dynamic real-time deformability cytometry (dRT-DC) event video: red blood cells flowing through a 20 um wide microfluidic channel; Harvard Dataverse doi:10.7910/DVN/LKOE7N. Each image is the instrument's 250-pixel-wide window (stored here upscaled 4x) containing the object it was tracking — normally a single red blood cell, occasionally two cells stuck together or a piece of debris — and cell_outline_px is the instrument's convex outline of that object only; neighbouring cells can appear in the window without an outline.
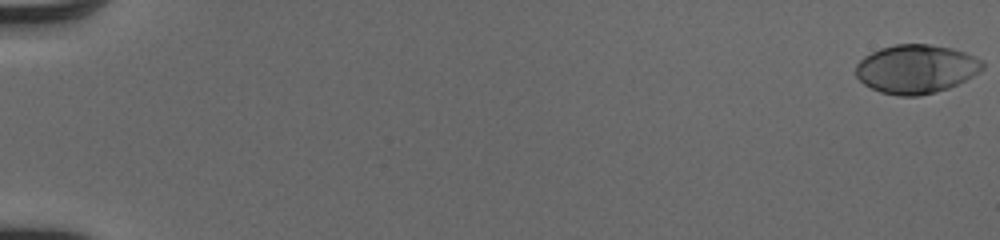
{"species": "human", "species_latin": "Homo sapiens", "temperature_condition": "cold", "stored_images_in_passage": 53, "camera_frame_rate_fps": 3000, "um_per_image_px": 0.085, "donor": {"sex": "male"}, "frame": {"image": 1, "passage_image": 1, "time_ms": 0.0, "image_size_px": [1000, 240], "cell_outline_px": [[984, 68], [980, 72], [948, 88], [936, 92], [920, 96], [900, 96], [880, 92], [864, 84], [856, 76], [856, 64], [864, 56], [880, 48], [896, 44], [928, 44], [952, 48], [964, 52], [984, 60]], "centroid_in_image_um": [77.88, 5.86], "position_along_channel_um": 7.1, "area_um2": 36.07}}
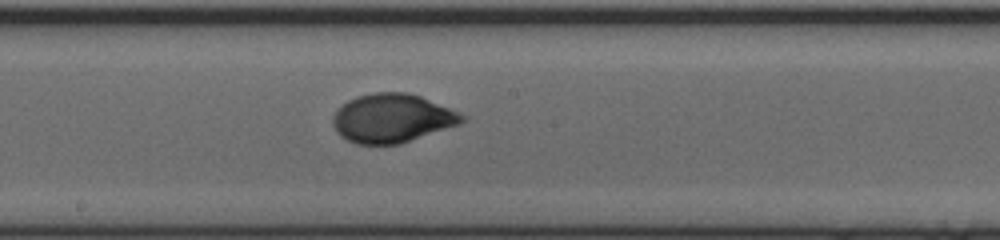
{"frame": {"image": 2, "passage_image": 31, "time_ms": 10.0, "image_size_px": [1000, 240], "cell_outline_px": [[468, 120], [460, 124], [400, 144], [356, 144], [340, 136], [336, 132], [332, 124], [332, 116], [348, 100], [356, 96], [372, 92], [408, 92], [420, 96], [460, 112], [468, 116]], "centroid_in_image_um": [33.35, 10.05], "position_along_channel_um": 214.8, "area_um2": 36.93}}
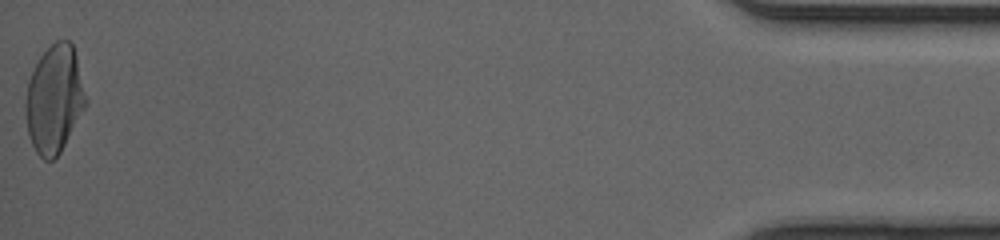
{"frame": {"image": 3, "passage_image": 53, "time_ms": 17.333, "image_size_px": [1000, 240], "cell_outline_px": [[88, 104], [60, 152], [52, 160], [44, 160], [36, 152], [28, 136], [24, 112], [24, 104], [28, 80], [40, 56], [56, 40], [68, 40], [72, 44], [76, 56], [88, 100]], "centroid_in_image_um": [4.61, 8.44], "position_along_channel_um": 430.6, "area_um2": 38.09}, "authors_computed_cell_mechanics": {"area_um2": 35.7782, "velocity_mm_per_s": 4.1105, "shape_relaxation_time_tau1_ms": 3.8503, "shape_relaxation_time_tau2_ms": null, "deformation_change_tau1": 0.1823, "deformation_change_tau2": null}}